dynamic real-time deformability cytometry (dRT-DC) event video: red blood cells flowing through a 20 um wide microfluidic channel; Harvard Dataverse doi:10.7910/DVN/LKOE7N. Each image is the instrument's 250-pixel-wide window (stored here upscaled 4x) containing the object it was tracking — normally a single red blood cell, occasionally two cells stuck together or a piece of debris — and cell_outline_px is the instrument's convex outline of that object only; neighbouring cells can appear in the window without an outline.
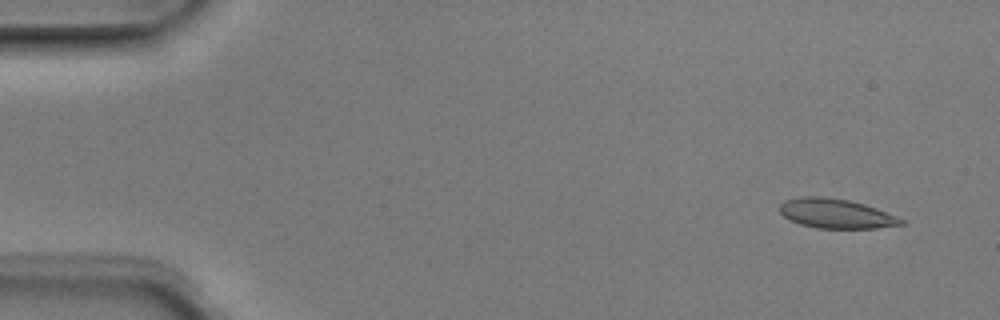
{"species": "Egyptian fruit bat (a non-hibernating species)", "species_latin": "Rousettus aegyptiacus", "temperature_condition": "room temperature", "stored_images_in_passage": 3, "camera_frame_rate_fps": 3000, "um_per_image_px": 0.085, "animal": {"sex": "male"}, "frame": {"image": 1, "passage_image": 1, "time_ms": 0.0, "image_size_px": [1000, 320], "cell_outline_px": [[908, 224], [876, 228], [816, 228], [800, 224], [788, 220], [780, 212], [780, 204], [784, 200], [800, 196], [820, 196], [848, 200], [864, 204], [876, 208], [908, 220]], "centroid_in_image_um": [71.09, 18.16], "position_along_channel_um": 13.9, "area_um2": 21.15}}